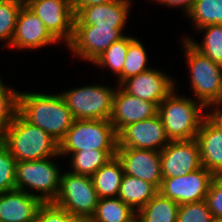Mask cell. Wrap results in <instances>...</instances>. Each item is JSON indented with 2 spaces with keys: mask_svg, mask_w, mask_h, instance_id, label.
<instances>
[{
  "mask_svg": "<svg viewBox=\"0 0 222 222\" xmlns=\"http://www.w3.org/2000/svg\"><path fill=\"white\" fill-rule=\"evenodd\" d=\"M119 87V88H118ZM116 88L110 122L119 134L127 125L146 120L158 114V106L132 96L120 86Z\"/></svg>",
  "mask_w": 222,
  "mask_h": 222,
  "instance_id": "cell-16",
  "label": "cell"
},
{
  "mask_svg": "<svg viewBox=\"0 0 222 222\" xmlns=\"http://www.w3.org/2000/svg\"><path fill=\"white\" fill-rule=\"evenodd\" d=\"M60 172L59 166L50 158L16 162L15 189L34 195L42 202H54L60 190ZM27 187L40 194L31 193Z\"/></svg>",
  "mask_w": 222,
  "mask_h": 222,
  "instance_id": "cell-5",
  "label": "cell"
},
{
  "mask_svg": "<svg viewBox=\"0 0 222 222\" xmlns=\"http://www.w3.org/2000/svg\"><path fill=\"white\" fill-rule=\"evenodd\" d=\"M187 16L196 30L207 25H222V0H196Z\"/></svg>",
  "mask_w": 222,
  "mask_h": 222,
  "instance_id": "cell-26",
  "label": "cell"
},
{
  "mask_svg": "<svg viewBox=\"0 0 222 222\" xmlns=\"http://www.w3.org/2000/svg\"><path fill=\"white\" fill-rule=\"evenodd\" d=\"M24 4L23 0H0V41H6L7 46L13 39L17 17Z\"/></svg>",
  "mask_w": 222,
  "mask_h": 222,
  "instance_id": "cell-30",
  "label": "cell"
},
{
  "mask_svg": "<svg viewBox=\"0 0 222 222\" xmlns=\"http://www.w3.org/2000/svg\"><path fill=\"white\" fill-rule=\"evenodd\" d=\"M122 0H72L73 2V11L74 15H76L82 8L90 7L93 5L112 3Z\"/></svg>",
  "mask_w": 222,
  "mask_h": 222,
  "instance_id": "cell-37",
  "label": "cell"
},
{
  "mask_svg": "<svg viewBox=\"0 0 222 222\" xmlns=\"http://www.w3.org/2000/svg\"><path fill=\"white\" fill-rule=\"evenodd\" d=\"M99 197L90 176L73 174L61 175L60 190L54 203L75 217L89 221L94 215Z\"/></svg>",
  "mask_w": 222,
  "mask_h": 222,
  "instance_id": "cell-8",
  "label": "cell"
},
{
  "mask_svg": "<svg viewBox=\"0 0 222 222\" xmlns=\"http://www.w3.org/2000/svg\"><path fill=\"white\" fill-rule=\"evenodd\" d=\"M209 210L215 218H222V175H215L206 196Z\"/></svg>",
  "mask_w": 222,
  "mask_h": 222,
  "instance_id": "cell-35",
  "label": "cell"
},
{
  "mask_svg": "<svg viewBox=\"0 0 222 222\" xmlns=\"http://www.w3.org/2000/svg\"><path fill=\"white\" fill-rule=\"evenodd\" d=\"M118 133L110 120H74L59 142V155L80 150H117Z\"/></svg>",
  "mask_w": 222,
  "mask_h": 222,
  "instance_id": "cell-4",
  "label": "cell"
},
{
  "mask_svg": "<svg viewBox=\"0 0 222 222\" xmlns=\"http://www.w3.org/2000/svg\"><path fill=\"white\" fill-rule=\"evenodd\" d=\"M137 213L119 197L100 198L88 222H132Z\"/></svg>",
  "mask_w": 222,
  "mask_h": 222,
  "instance_id": "cell-24",
  "label": "cell"
},
{
  "mask_svg": "<svg viewBox=\"0 0 222 222\" xmlns=\"http://www.w3.org/2000/svg\"><path fill=\"white\" fill-rule=\"evenodd\" d=\"M182 44L196 100L205 106L222 101V65L201 54L188 40L183 39Z\"/></svg>",
  "mask_w": 222,
  "mask_h": 222,
  "instance_id": "cell-6",
  "label": "cell"
},
{
  "mask_svg": "<svg viewBox=\"0 0 222 222\" xmlns=\"http://www.w3.org/2000/svg\"><path fill=\"white\" fill-rule=\"evenodd\" d=\"M162 178L179 177L202 167L197 139L170 141L160 151Z\"/></svg>",
  "mask_w": 222,
  "mask_h": 222,
  "instance_id": "cell-13",
  "label": "cell"
},
{
  "mask_svg": "<svg viewBox=\"0 0 222 222\" xmlns=\"http://www.w3.org/2000/svg\"><path fill=\"white\" fill-rule=\"evenodd\" d=\"M117 150H80L71 154V173L92 176L99 168L116 156Z\"/></svg>",
  "mask_w": 222,
  "mask_h": 222,
  "instance_id": "cell-25",
  "label": "cell"
},
{
  "mask_svg": "<svg viewBox=\"0 0 222 222\" xmlns=\"http://www.w3.org/2000/svg\"><path fill=\"white\" fill-rule=\"evenodd\" d=\"M179 205L158 192L137 212L139 222H177Z\"/></svg>",
  "mask_w": 222,
  "mask_h": 222,
  "instance_id": "cell-23",
  "label": "cell"
},
{
  "mask_svg": "<svg viewBox=\"0 0 222 222\" xmlns=\"http://www.w3.org/2000/svg\"><path fill=\"white\" fill-rule=\"evenodd\" d=\"M213 222H222V218H215Z\"/></svg>",
  "mask_w": 222,
  "mask_h": 222,
  "instance_id": "cell-39",
  "label": "cell"
},
{
  "mask_svg": "<svg viewBox=\"0 0 222 222\" xmlns=\"http://www.w3.org/2000/svg\"><path fill=\"white\" fill-rule=\"evenodd\" d=\"M123 176V166L117 156L99 168L91 176L99 199L118 197Z\"/></svg>",
  "mask_w": 222,
  "mask_h": 222,
  "instance_id": "cell-21",
  "label": "cell"
},
{
  "mask_svg": "<svg viewBox=\"0 0 222 222\" xmlns=\"http://www.w3.org/2000/svg\"><path fill=\"white\" fill-rule=\"evenodd\" d=\"M214 174L203 166L179 177L162 178L159 192L178 205L206 200Z\"/></svg>",
  "mask_w": 222,
  "mask_h": 222,
  "instance_id": "cell-11",
  "label": "cell"
},
{
  "mask_svg": "<svg viewBox=\"0 0 222 222\" xmlns=\"http://www.w3.org/2000/svg\"><path fill=\"white\" fill-rule=\"evenodd\" d=\"M131 2L122 0L82 8L74 18V25L124 28Z\"/></svg>",
  "mask_w": 222,
  "mask_h": 222,
  "instance_id": "cell-18",
  "label": "cell"
},
{
  "mask_svg": "<svg viewBox=\"0 0 222 222\" xmlns=\"http://www.w3.org/2000/svg\"><path fill=\"white\" fill-rule=\"evenodd\" d=\"M222 101L212 102L206 105V108L214 109L210 114L206 113V119L216 128L222 131ZM216 106V107H215ZM219 106V107H218ZM212 107V108H211Z\"/></svg>",
  "mask_w": 222,
  "mask_h": 222,
  "instance_id": "cell-36",
  "label": "cell"
},
{
  "mask_svg": "<svg viewBox=\"0 0 222 222\" xmlns=\"http://www.w3.org/2000/svg\"><path fill=\"white\" fill-rule=\"evenodd\" d=\"M18 113L58 143L75 120L60 94L19 92Z\"/></svg>",
  "mask_w": 222,
  "mask_h": 222,
  "instance_id": "cell-1",
  "label": "cell"
},
{
  "mask_svg": "<svg viewBox=\"0 0 222 222\" xmlns=\"http://www.w3.org/2000/svg\"><path fill=\"white\" fill-rule=\"evenodd\" d=\"M134 39L124 35L118 41L112 43L92 64L99 67H108L113 74L119 76L125 62L129 43Z\"/></svg>",
  "mask_w": 222,
  "mask_h": 222,
  "instance_id": "cell-29",
  "label": "cell"
},
{
  "mask_svg": "<svg viewBox=\"0 0 222 222\" xmlns=\"http://www.w3.org/2000/svg\"><path fill=\"white\" fill-rule=\"evenodd\" d=\"M170 142L159 114L127 125L118 134L117 148H138L161 151Z\"/></svg>",
  "mask_w": 222,
  "mask_h": 222,
  "instance_id": "cell-12",
  "label": "cell"
},
{
  "mask_svg": "<svg viewBox=\"0 0 222 222\" xmlns=\"http://www.w3.org/2000/svg\"><path fill=\"white\" fill-rule=\"evenodd\" d=\"M16 162L0 140V194L15 189Z\"/></svg>",
  "mask_w": 222,
  "mask_h": 222,
  "instance_id": "cell-32",
  "label": "cell"
},
{
  "mask_svg": "<svg viewBox=\"0 0 222 222\" xmlns=\"http://www.w3.org/2000/svg\"><path fill=\"white\" fill-rule=\"evenodd\" d=\"M0 140L17 162L60 157L59 143L18 112Z\"/></svg>",
  "mask_w": 222,
  "mask_h": 222,
  "instance_id": "cell-2",
  "label": "cell"
},
{
  "mask_svg": "<svg viewBox=\"0 0 222 222\" xmlns=\"http://www.w3.org/2000/svg\"><path fill=\"white\" fill-rule=\"evenodd\" d=\"M25 5L57 41H65L66 45L71 42L75 18L72 0H26Z\"/></svg>",
  "mask_w": 222,
  "mask_h": 222,
  "instance_id": "cell-9",
  "label": "cell"
},
{
  "mask_svg": "<svg viewBox=\"0 0 222 222\" xmlns=\"http://www.w3.org/2000/svg\"><path fill=\"white\" fill-rule=\"evenodd\" d=\"M197 31H204L203 42L197 43L190 37H184L201 54L222 65V25H207Z\"/></svg>",
  "mask_w": 222,
  "mask_h": 222,
  "instance_id": "cell-27",
  "label": "cell"
},
{
  "mask_svg": "<svg viewBox=\"0 0 222 222\" xmlns=\"http://www.w3.org/2000/svg\"><path fill=\"white\" fill-rule=\"evenodd\" d=\"M43 202L23 190L0 194V222H33Z\"/></svg>",
  "mask_w": 222,
  "mask_h": 222,
  "instance_id": "cell-19",
  "label": "cell"
},
{
  "mask_svg": "<svg viewBox=\"0 0 222 222\" xmlns=\"http://www.w3.org/2000/svg\"><path fill=\"white\" fill-rule=\"evenodd\" d=\"M147 58L144 45L134 38L128 45L122 73L118 76V86L129 77L149 70L151 67H147Z\"/></svg>",
  "mask_w": 222,
  "mask_h": 222,
  "instance_id": "cell-28",
  "label": "cell"
},
{
  "mask_svg": "<svg viewBox=\"0 0 222 222\" xmlns=\"http://www.w3.org/2000/svg\"><path fill=\"white\" fill-rule=\"evenodd\" d=\"M6 86L0 79V138L5 134L18 112L19 91Z\"/></svg>",
  "mask_w": 222,
  "mask_h": 222,
  "instance_id": "cell-31",
  "label": "cell"
},
{
  "mask_svg": "<svg viewBox=\"0 0 222 222\" xmlns=\"http://www.w3.org/2000/svg\"><path fill=\"white\" fill-rule=\"evenodd\" d=\"M196 139L200 147L201 165L214 175H222V131L205 118Z\"/></svg>",
  "mask_w": 222,
  "mask_h": 222,
  "instance_id": "cell-20",
  "label": "cell"
},
{
  "mask_svg": "<svg viewBox=\"0 0 222 222\" xmlns=\"http://www.w3.org/2000/svg\"><path fill=\"white\" fill-rule=\"evenodd\" d=\"M33 222H88L75 217L54 202H43Z\"/></svg>",
  "mask_w": 222,
  "mask_h": 222,
  "instance_id": "cell-34",
  "label": "cell"
},
{
  "mask_svg": "<svg viewBox=\"0 0 222 222\" xmlns=\"http://www.w3.org/2000/svg\"><path fill=\"white\" fill-rule=\"evenodd\" d=\"M206 106L190 97L178 96L175 89L158 105L166 135L170 141L190 140L197 136Z\"/></svg>",
  "mask_w": 222,
  "mask_h": 222,
  "instance_id": "cell-3",
  "label": "cell"
},
{
  "mask_svg": "<svg viewBox=\"0 0 222 222\" xmlns=\"http://www.w3.org/2000/svg\"><path fill=\"white\" fill-rule=\"evenodd\" d=\"M175 80L166 73L150 68L138 75L129 77L119 86L128 94L142 100L155 103L157 106L174 90Z\"/></svg>",
  "mask_w": 222,
  "mask_h": 222,
  "instance_id": "cell-14",
  "label": "cell"
},
{
  "mask_svg": "<svg viewBox=\"0 0 222 222\" xmlns=\"http://www.w3.org/2000/svg\"><path fill=\"white\" fill-rule=\"evenodd\" d=\"M116 156L124 174L153 184L158 190L162 183L160 152L138 148H117Z\"/></svg>",
  "mask_w": 222,
  "mask_h": 222,
  "instance_id": "cell-15",
  "label": "cell"
},
{
  "mask_svg": "<svg viewBox=\"0 0 222 222\" xmlns=\"http://www.w3.org/2000/svg\"><path fill=\"white\" fill-rule=\"evenodd\" d=\"M116 87L86 85L60 92L75 120H110Z\"/></svg>",
  "mask_w": 222,
  "mask_h": 222,
  "instance_id": "cell-7",
  "label": "cell"
},
{
  "mask_svg": "<svg viewBox=\"0 0 222 222\" xmlns=\"http://www.w3.org/2000/svg\"><path fill=\"white\" fill-rule=\"evenodd\" d=\"M206 200L179 205L177 222H213Z\"/></svg>",
  "mask_w": 222,
  "mask_h": 222,
  "instance_id": "cell-33",
  "label": "cell"
},
{
  "mask_svg": "<svg viewBox=\"0 0 222 222\" xmlns=\"http://www.w3.org/2000/svg\"><path fill=\"white\" fill-rule=\"evenodd\" d=\"M158 192L159 190L153 184L124 174L118 197L137 213Z\"/></svg>",
  "mask_w": 222,
  "mask_h": 222,
  "instance_id": "cell-22",
  "label": "cell"
},
{
  "mask_svg": "<svg viewBox=\"0 0 222 222\" xmlns=\"http://www.w3.org/2000/svg\"><path fill=\"white\" fill-rule=\"evenodd\" d=\"M132 222H139L137 217Z\"/></svg>",
  "mask_w": 222,
  "mask_h": 222,
  "instance_id": "cell-40",
  "label": "cell"
},
{
  "mask_svg": "<svg viewBox=\"0 0 222 222\" xmlns=\"http://www.w3.org/2000/svg\"><path fill=\"white\" fill-rule=\"evenodd\" d=\"M155 1L169 7H183L182 10L184 9L183 11L187 14L196 0H154V2Z\"/></svg>",
  "mask_w": 222,
  "mask_h": 222,
  "instance_id": "cell-38",
  "label": "cell"
},
{
  "mask_svg": "<svg viewBox=\"0 0 222 222\" xmlns=\"http://www.w3.org/2000/svg\"><path fill=\"white\" fill-rule=\"evenodd\" d=\"M52 43H59L46 29L45 24L25 4L17 17L15 33L10 47L18 49H38Z\"/></svg>",
  "mask_w": 222,
  "mask_h": 222,
  "instance_id": "cell-17",
  "label": "cell"
},
{
  "mask_svg": "<svg viewBox=\"0 0 222 222\" xmlns=\"http://www.w3.org/2000/svg\"><path fill=\"white\" fill-rule=\"evenodd\" d=\"M124 28L74 25L67 47L76 57L93 63L112 43L124 36Z\"/></svg>",
  "mask_w": 222,
  "mask_h": 222,
  "instance_id": "cell-10",
  "label": "cell"
}]
</instances>
